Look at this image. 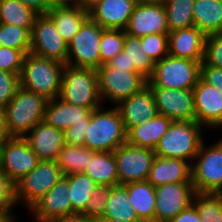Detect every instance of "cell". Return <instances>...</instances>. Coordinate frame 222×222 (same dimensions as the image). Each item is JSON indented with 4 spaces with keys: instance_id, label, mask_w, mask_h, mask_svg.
<instances>
[{
    "instance_id": "obj_37",
    "label": "cell",
    "mask_w": 222,
    "mask_h": 222,
    "mask_svg": "<svg viewBox=\"0 0 222 222\" xmlns=\"http://www.w3.org/2000/svg\"><path fill=\"white\" fill-rule=\"evenodd\" d=\"M0 46L30 52L31 31L12 24L0 23Z\"/></svg>"
},
{
    "instance_id": "obj_40",
    "label": "cell",
    "mask_w": 222,
    "mask_h": 222,
    "mask_svg": "<svg viewBox=\"0 0 222 222\" xmlns=\"http://www.w3.org/2000/svg\"><path fill=\"white\" fill-rule=\"evenodd\" d=\"M17 204L16 182L0 169V213L6 214L11 220L16 219L17 214L12 213V208Z\"/></svg>"
},
{
    "instance_id": "obj_56",
    "label": "cell",
    "mask_w": 222,
    "mask_h": 222,
    "mask_svg": "<svg viewBox=\"0 0 222 222\" xmlns=\"http://www.w3.org/2000/svg\"><path fill=\"white\" fill-rule=\"evenodd\" d=\"M141 1L163 3L165 0H141Z\"/></svg>"
},
{
    "instance_id": "obj_21",
    "label": "cell",
    "mask_w": 222,
    "mask_h": 222,
    "mask_svg": "<svg viewBox=\"0 0 222 222\" xmlns=\"http://www.w3.org/2000/svg\"><path fill=\"white\" fill-rule=\"evenodd\" d=\"M139 0H102L89 17L104 29L125 30Z\"/></svg>"
},
{
    "instance_id": "obj_24",
    "label": "cell",
    "mask_w": 222,
    "mask_h": 222,
    "mask_svg": "<svg viewBox=\"0 0 222 222\" xmlns=\"http://www.w3.org/2000/svg\"><path fill=\"white\" fill-rule=\"evenodd\" d=\"M147 181L154 187L191 181V163L182 159L156 156Z\"/></svg>"
},
{
    "instance_id": "obj_35",
    "label": "cell",
    "mask_w": 222,
    "mask_h": 222,
    "mask_svg": "<svg viewBox=\"0 0 222 222\" xmlns=\"http://www.w3.org/2000/svg\"><path fill=\"white\" fill-rule=\"evenodd\" d=\"M68 182L72 210L75 213H81L85 209L86 202L98 184L85 173L68 175Z\"/></svg>"
},
{
    "instance_id": "obj_5",
    "label": "cell",
    "mask_w": 222,
    "mask_h": 222,
    "mask_svg": "<svg viewBox=\"0 0 222 222\" xmlns=\"http://www.w3.org/2000/svg\"><path fill=\"white\" fill-rule=\"evenodd\" d=\"M59 98L91 111L101 108L104 104L99 94L97 71L65 64Z\"/></svg>"
},
{
    "instance_id": "obj_31",
    "label": "cell",
    "mask_w": 222,
    "mask_h": 222,
    "mask_svg": "<svg viewBox=\"0 0 222 222\" xmlns=\"http://www.w3.org/2000/svg\"><path fill=\"white\" fill-rule=\"evenodd\" d=\"M38 15L20 0H0V23L12 24L32 31Z\"/></svg>"
},
{
    "instance_id": "obj_55",
    "label": "cell",
    "mask_w": 222,
    "mask_h": 222,
    "mask_svg": "<svg viewBox=\"0 0 222 222\" xmlns=\"http://www.w3.org/2000/svg\"><path fill=\"white\" fill-rule=\"evenodd\" d=\"M11 219L4 213H0V222H9Z\"/></svg>"
},
{
    "instance_id": "obj_50",
    "label": "cell",
    "mask_w": 222,
    "mask_h": 222,
    "mask_svg": "<svg viewBox=\"0 0 222 222\" xmlns=\"http://www.w3.org/2000/svg\"><path fill=\"white\" fill-rule=\"evenodd\" d=\"M50 222H95V221L87 218L82 213H73L63 217L56 218Z\"/></svg>"
},
{
    "instance_id": "obj_9",
    "label": "cell",
    "mask_w": 222,
    "mask_h": 222,
    "mask_svg": "<svg viewBox=\"0 0 222 222\" xmlns=\"http://www.w3.org/2000/svg\"><path fill=\"white\" fill-rule=\"evenodd\" d=\"M104 30L88 17L68 43L66 65L97 70L101 66L99 44Z\"/></svg>"
},
{
    "instance_id": "obj_43",
    "label": "cell",
    "mask_w": 222,
    "mask_h": 222,
    "mask_svg": "<svg viewBox=\"0 0 222 222\" xmlns=\"http://www.w3.org/2000/svg\"><path fill=\"white\" fill-rule=\"evenodd\" d=\"M20 74L0 70V108L4 107L14 97L20 86Z\"/></svg>"
},
{
    "instance_id": "obj_41",
    "label": "cell",
    "mask_w": 222,
    "mask_h": 222,
    "mask_svg": "<svg viewBox=\"0 0 222 222\" xmlns=\"http://www.w3.org/2000/svg\"><path fill=\"white\" fill-rule=\"evenodd\" d=\"M141 46L154 63L169 55L168 34H150L141 37Z\"/></svg>"
},
{
    "instance_id": "obj_27",
    "label": "cell",
    "mask_w": 222,
    "mask_h": 222,
    "mask_svg": "<svg viewBox=\"0 0 222 222\" xmlns=\"http://www.w3.org/2000/svg\"><path fill=\"white\" fill-rule=\"evenodd\" d=\"M129 201L141 222H153L155 219V187L147 180L124 184Z\"/></svg>"
},
{
    "instance_id": "obj_15",
    "label": "cell",
    "mask_w": 222,
    "mask_h": 222,
    "mask_svg": "<svg viewBox=\"0 0 222 222\" xmlns=\"http://www.w3.org/2000/svg\"><path fill=\"white\" fill-rule=\"evenodd\" d=\"M125 33L139 38L154 33L168 34L164 4L139 0L125 28Z\"/></svg>"
},
{
    "instance_id": "obj_26",
    "label": "cell",
    "mask_w": 222,
    "mask_h": 222,
    "mask_svg": "<svg viewBox=\"0 0 222 222\" xmlns=\"http://www.w3.org/2000/svg\"><path fill=\"white\" fill-rule=\"evenodd\" d=\"M47 15L67 43L72 40L83 22L89 17L88 12L74 4L53 5Z\"/></svg>"
},
{
    "instance_id": "obj_6",
    "label": "cell",
    "mask_w": 222,
    "mask_h": 222,
    "mask_svg": "<svg viewBox=\"0 0 222 222\" xmlns=\"http://www.w3.org/2000/svg\"><path fill=\"white\" fill-rule=\"evenodd\" d=\"M200 76V62L167 55L155 63L147 85L150 88L193 89Z\"/></svg>"
},
{
    "instance_id": "obj_1",
    "label": "cell",
    "mask_w": 222,
    "mask_h": 222,
    "mask_svg": "<svg viewBox=\"0 0 222 222\" xmlns=\"http://www.w3.org/2000/svg\"><path fill=\"white\" fill-rule=\"evenodd\" d=\"M65 64L28 53L19 75L20 86L52 100L59 97Z\"/></svg>"
},
{
    "instance_id": "obj_25",
    "label": "cell",
    "mask_w": 222,
    "mask_h": 222,
    "mask_svg": "<svg viewBox=\"0 0 222 222\" xmlns=\"http://www.w3.org/2000/svg\"><path fill=\"white\" fill-rule=\"evenodd\" d=\"M172 121V119L164 115L157 114L150 120L138 126L131 127L126 132V142L137 147L155 150Z\"/></svg>"
},
{
    "instance_id": "obj_51",
    "label": "cell",
    "mask_w": 222,
    "mask_h": 222,
    "mask_svg": "<svg viewBox=\"0 0 222 222\" xmlns=\"http://www.w3.org/2000/svg\"><path fill=\"white\" fill-rule=\"evenodd\" d=\"M9 138L11 136L7 130L4 110L0 108V145Z\"/></svg>"
},
{
    "instance_id": "obj_54",
    "label": "cell",
    "mask_w": 222,
    "mask_h": 222,
    "mask_svg": "<svg viewBox=\"0 0 222 222\" xmlns=\"http://www.w3.org/2000/svg\"><path fill=\"white\" fill-rule=\"evenodd\" d=\"M95 222H122V221L112 219V218L102 217V218L97 219Z\"/></svg>"
},
{
    "instance_id": "obj_36",
    "label": "cell",
    "mask_w": 222,
    "mask_h": 222,
    "mask_svg": "<svg viewBox=\"0 0 222 222\" xmlns=\"http://www.w3.org/2000/svg\"><path fill=\"white\" fill-rule=\"evenodd\" d=\"M192 204L202 222H222V193L195 192Z\"/></svg>"
},
{
    "instance_id": "obj_12",
    "label": "cell",
    "mask_w": 222,
    "mask_h": 222,
    "mask_svg": "<svg viewBox=\"0 0 222 222\" xmlns=\"http://www.w3.org/2000/svg\"><path fill=\"white\" fill-rule=\"evenodd\" d=\"M30 53L66 64L68 43L47 14L38 15L34 22Z\"/></svg>"
},
{
    "instance_id": "obj_3",
    "label": "cell",
    "mask_w": 222,
    "mask_h": 222,
    "mask_svg": "<svg viewBox=\"0 0 222 222\" xmlns=\"http://www.w3.org/2000/svg\"><path fill=\"white\" fill-rule=\"evenodd\" d=\"M45 97L19 86L14 97L4 107L7 130L11 137H24L36 124L44 120Z\"/></svg>"
},
{
    "instance_id": "obj_49",
    "label": "cell",
    "mask_w": 222,
    "mask_h": 222,
    "mask_svg": "<svg viewBox=\"0 0 222 222\" xmlns=\"http://www.w3.org/2000/svg\"><path fill=\"white\" fill-rule=\"evenodd\" d=\"M27 7L33 9L39 15L47 14L51 5L47 2V0H20Z\"/></svg>"
},
{
    "instance_id": "obj_20",
    "label": "cell",
    "mask_w": 222,
    "mask_h": 222,
    "mask_svg": "<svg viewBox=\"0 0 222 222\" xmlns=\"http://www.w3.org/2000/svg\"><path fill=\"white\" fill-rule=\"evenodd\" d=\"M115 107L120 113L126 132L158 114L152 89L148 85Z\"/></svg>"
},
{
    "instance_id": "obj_53",
    "label": "cell",
    "mask_w": 222,
    "mask_h": 222,
    "mask_svg": "<svg viewBox=\"0 0 222 222\" xmlns=\"http://www.w3.org/2000/svg\"><path fill=\"white\" fill-rule=\"evenodd\" d=\"M74 0H47V2L53 6V5H67V4H73Z\"/></svg>"
},
{
    "instance_id": "obj_13",
    "label": "cell",
    "mask_w": 222,
    "mask_h": 222,
    "mask_svg": "<svg viewBox=\"0 0 222 222\" xmlns=\"http://www.w3.org/2000/svg\"><path fill=\"white\" fill-rule=\"evenodd\" d=\"M155 222H168L192 205L195 189L192 182L167 183L155 187Z\"/></svg>"
},
{
    "instance_id": "obj_38",
    "label": "cell",
    "mask_w": 222,
    "mask_h": 222,
    "mask_svg": "<svg viewBox=\"0 0 222 222\" xmlns=\"http://www.w3.org/2000/svg\"><path fill=\"white\" fill-rule=\"evenodd\" d=\"M125 30L105 29L99 44L101 66L115 58L124 48Z\"/></svg>"
},
{
    "instance_id": "obj_16",
    "label": "cell",
    "mask_w": 222,
    "mask_h": 222,
    "mask_svg": "<svg viewBox=\"0 0 222 222\" xmlns=\"http://www.w3.org/2000/svg\"><path fill=\"white\" fill-rule=\"evenodd\" d=\"M151 89L158 114L173 121H196L193 89Z\"/></svg>"
},
{
    "instance_id": "obj_4",
    "label": "cell",
    "mask_w": 222,
    "mask_h": 222,
    "mask_svg": "<svg viewBox=\"0 0 222 222\" xmlns=\"http://www.w3.org/2000/svg\"><path fill=\"white\" fill-rule=\"evenodd\" d=\"M203 130L205 128L196 121H172L155 149L156 156L182 159L192 164L204 141Z\"/></svg>"
},
{
    "instance_id": "obj_14",
    "label": "cell",
    "mask_w": 222,
    "mask_h": 222,
    "mask_svg": "<svg viewBox=\"0 0 222 222\" xmlns=\"http://www.w3.org/2000/svg\"><path fill=\"white\" fill-rule=\"evenodd\" d=\"M39 161L23 137H11L0 145V169L16 183L34 169Z\"/></svg>"
},
{
    "instance_id": "obj_8",
    "label": "cell",
    "mask_w": 222,
    "mask_h": 222,
    "mask_svg": "<svg viewBox=\"0 0 222 222\" xmlns=\"http://www.w3.org/2000/svg\"><path fill=\"white\" fill-rule=\"evenodd\" d=\"M98 88L102 103L115 106L147 86L148 79L139 72H126L103 64L97 70Z\"/></svg>"
},
{
    "instance_id": "obj_2",
    "label": "cell",
    "mask_w": 222,
    "mask_h": 222,
    "mask_svg": "<svg viewBox=\"0 0 222 222\" xmlns=\"http://www.w3.org/2000/svg\"><path fill=\"white\" fill-rule=\"evenodd\" d=\"M104 107L91 111L84 146L96 152H114L126 143V130L118 109Z\"/></svg>"
},
{
    "instance_id": "obj_46",
    "label": "cell",
    "mask_w": 222,
    "mask_h": 222,
    "mask_svg": "<svg viewBox=\"0 0 222 222\" xmlns=\"http://www.w3.org/2000/svg\"><path fill=\"white\" fill-rule=\"evenodd\" d=\"M89 123L74 124L64 131L65 144L84 146L85 132Z\"/></svg>"
},
{
    "instance_id": "obj_18",
    "label": "cell",
    "mask_w": 222,
    "mask_h": 222,
    "mask_svg": "<svg viewBox=\"0 0 222 222\" xmlns=\"http://www.w3.org/2000/svg\"><path fill=\"white\" fill-rule=\"evenodd\" d=\"M196 122L204 128H222V93L201 78L193 88Z\"/></svg>"
},
{
    "instance_id": "obj_22",
    "label": "cell",
    "mask_w": 222,
    "mask_h": 222,
    "mask_svg": "<svg viewBox=\"0 0 222 222\" xmlns=\"http://www.w3.org/2000/svg\"><path fill=\"white\" fill-rule=\"evenodd\" d=\"M206 36L195 26L168 33L169 55L202 62Z\"/></svg>"
},
{
    "instance_id": "obj_39",
    "label": "cell",
    "mask_w": 222,
    "mask_h": 222,
    "mask_svg": "<svg viewBox=\"0 0 222 222\" xmlns=\"http://www.w3.org/2000/svg\"><path fill=\"white\" fill-rule=\"evenodd\" d=\"M112 187L111 185L98 184L86 202L85 209L81 213L94 221L102 218L106 211Z\"/></svg>"
},
{
    "instance_id": "obj_23",
    "label": "cell",
    "mask_w": 222,
    "mask_h": 222,
    "mask_svg": "<svg viewBox=\"0 0 222 222\" xmlns=\"http://www.w3.org/2000/svg\"><path fill=\"white\" fill-rule=\"evenodd\" d=\"M90 115V109L67 103L57 97L47 102L43 121L65 131L74 124L90 123Z\"/></svg>"
},
{
    "instance_id": "obj_47",
    "label": "cell",
    "mask_w": 222,
    "mask_h": 222,
    "mask_svg": "<svg viewBox=\"0 0 222 222\" xmlns=\"http://www.w3.org/2000/svg\"><path fill=\"white\" fill-rule=\"evenodd\" d=\"M168 222H202L195 206L192 204Z\"/></svg>"
},
{
    "instance_id": "obj_28",
    "label": "cell",
    "mask_w": 222,
    "mask_h": 222,
    "mask_svg": "<svg viewBox=\"0 0 222 222\" xmlns=\"http://www.w3.org/2000/svg\"><path fill=\"white\" fill-rule=\"evenodd\" d=\"M194 26L205 36L219 34L222 30V0H195Z\"/></svg>"
},
{
    "instance_id": "obj_33",
    "label": "cell",
    "mask_w": 222,
    "mask_h": 222,
    "mask_svg": "<svg viewBox=\"0 0 222 222\" xmlns=\"http://www.w3.org/2000/svg\"><path fill=\"white\" fill-rule=\"evenodd\" d=\"M195 0H165L169 32L194 26L193 6Z\"/></svg>"
},
{
    "instance_id": "obj_7",
    "label": "cell",
    "mask_w": 222,
    "mask_h": 222,
    "mask_svg": "<svg viewBox=\"0 0 222 222\" xmlns=\"http://www.w3.org/2000/svg\"><path fill=\"white\" fill-rule=\"evenodd\" d=\"M203 141L191 164L195 192L222 193V138L207 146Z\"/></svg>"
},
{
    "instance_id": "obj_34",
    "label": "cell",
    "mask_w": 222,
    "mask_h": 222,
    "mask_svg": "<svg viewBox=\"0 0 222 222\" xmlns=\"http://www.w3.org/2000/svg\"><path fill=\"white\" fill-rule=\"evenodd\" d=\"M123 50L129 60V67H134L148 79L153 73L155 63L144 52L141 46V38L125 33Z\"/></svg>"
},
{
    "instance_id": "obj_11",
    "label": "cell",
    "mask_w": 222,
    "mask_h": 222,
    "mask_svg": "<svg viewBox=\"0 0 222 222\" xmlns=\"http://www.w3.org/2000/svg\"><path fill=\"white\" fill-rule=\"evenodd\" d=\"M119 185L148 179L156 157L155 150L137 147L127 142L114 151Z\"/></svg>"
},
{
    "instance_id": "obj_17",
    "label": "cell",
    "mask_w": 222,
    "mask_h": 222,
    "mask_svg": "<svg viewBox=\"0 0 222 222\" xmlns=\"http://www.w3.org/2000/svg\"><path fill=\"white\" fill-rule=\"evenodd\" d=\"M68 176H63L30 209L35 222H50L56 218L75 213L70 200Z\"/></svg>"
},
{
    "instance_id": "obj_44",
    "label": "cell",
    "mask_w": 222,
    "mask_h": 222,
    "mask_svg": "<svg viewBox=\"0 0 222 222\" xmlns=\"http://www.w3.org/2000/svg\"><path fill=\"white\" fill-rule=\"evenodd\" d=\"M203 62L213 67L222 68V36H206Z\"/></svg>"
},
{
    "instance_id": "obj_52",
    "label": "cell",
    "mask_w": 222,
    "mask_h": 222,
    "mask_svg": "<svg viewBox=\"0 0 222 222\" xmlns=\"http://www.w3.org/2000/svg\"><path fill=\"white\" fill-rule=\"evenodd\" d=\"M102 0H74L73 4L86 12H90Z\"/></svg>"
},
{
    "instance_id": "obj_57",
    "label": "cell",
    "mask_w": 222,
    "mask_h": 222,
    "mask_svg": "<svg viewBox=\"0 0 222 222\" xmlns=\"http://www.w3.org/2000/svg\"><path fill=\"white\" fill-rule=\"evenodd\" d=\"M17 218L16 219H13V220H10L9 222H17Z\"/></svg>"
},
{
    "instance_id": "obj_32",
    "label": "cell",
    "mask_w": 222,
    "mask_h": 222,
    "mask_svg": "<svg viewBox=\"0 0 222 222\" xmlns=\"http://www.w3.org/2000/svg\"><path fill=\"white\" fill-rule=\"evenodd\" d=\"M103 217L120 220L122 222H141L129 201L128 193L124 185L112 187Z\"/></svg>"
},
{
    "instance_id": "obj_45",
    "label": "cell",
    "mask_w": 222,
    "mask_h": 222,
    "mask_svg": "<svg viewBox=\"0 0 222 222\" xmlns=\"http://www.w3.org/2000/svg\"><path fill=\"white\" fill-rule=\"evenodd\" d=\"M200 78L222 93V68L213 67L202 61Z\"/></svg>"
},
{
    "instance_id": "obj_42",
    "label": "cell",
    "mask_w": 222,
    "mask_h": 222,
    "mask_svg": "<svg viewBox=\"0 0 222 222\" xmlns=\"http://www.w3.org/2000/svg\"><path fill=\"white\" fill-rule=\"evenodd\" d=\"M25 56L23 50L0 46V70L20 74Z\"/></svg>"
},
{
    "instance_id": "obj_48",
    "label": "cell",
    "mask_w": 222,
    "mask_h": 222,
    "mask_svg": "<svg viewBox=\"0 0 222 222\" xmlns=\"http://www.w3.org/2000/svg\"><path fill=\"white\" fill-rule=\"evenodd\" d=\"M106 64L114 69L126 70V72H138L134 67H129V60L124 50Z\"/></svg>"
},
{
    "instance_id": "obj_10",
    "label": "cell",
    "mask_w": 222,
    "mask_h": 222,
    "mask_svg": "<svg viewBox=\"0 0 222 222\" xmlns=\"http://www.w3.org/2000/svg\"><path fill=\"white\" fill-rule=\"evenodd\" d=\"M55 160L39 161L37 166L20 179L17 185V202L28 210L38 202L62 177Z\"/></svg>"
},
{
    "instance_id": "obj_19",
    "label": "cell",
    "mask_w": 222,
    "mask_h": 222,
    "mask_svg": "<svg viewBox=\"0 0 222 222\" xmlns=\"http://www.w3.org/2000/svg\"><path fill=\"white\" fill-rule=\"evenodd\" d=\"M23 138L40 161L56 160L65 145L64 131L45 121L36 124Z\"/></svg>"
},
{
    "instance_id": "obj_29",
    "label": "cell",
    "mask_w": 222,
    "mask_h": 222,
    "mask_svg": "<svg viewBox=\"0 0 222 222\" xmlns=\"http://www.w3.org/2000/svg\"><path fill=\"white\" fill-rule=\"evenodd\" d=\"M84 173L96 184L119 185L114 152H96Z\"/></svg>"
},
{
    "instance_id": "obj_30",
    "label": "cell",
    "mask_w": 222,
    "mask_h": 222,
    "mask_svg": "<svg viewBox=\"0 0 222 222\" xmlns=\"http://www.w3.org/2000/svg\"><path fill=\"white\" fill-rule=\"evenodd\" d=\"M96 151L85 146L65 144L55 160L64 176L84 173Z\"/></svg>"
}]
</instances>
